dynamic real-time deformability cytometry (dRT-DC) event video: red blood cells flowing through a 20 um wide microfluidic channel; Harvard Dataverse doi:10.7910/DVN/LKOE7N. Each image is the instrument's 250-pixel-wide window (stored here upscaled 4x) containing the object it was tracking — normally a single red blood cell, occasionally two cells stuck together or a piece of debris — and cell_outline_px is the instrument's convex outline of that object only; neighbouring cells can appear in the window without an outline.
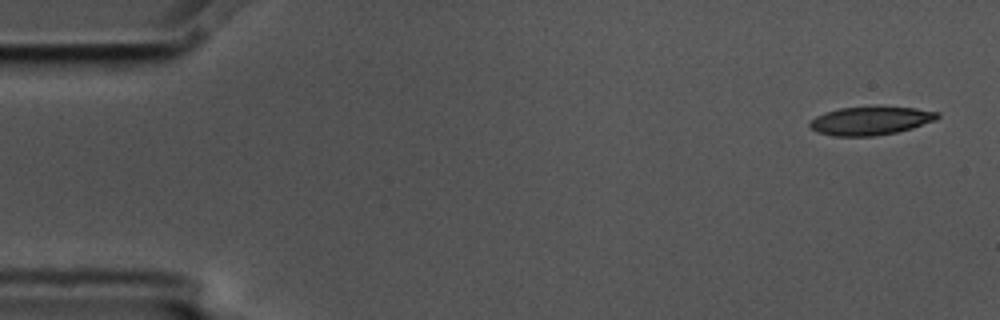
{"species": "common noctule bat (a hibernating species)", "species_latin": "Nyctalus noctula", "temperature_condition": "cold", "stored_images_in_passage": 5, "camera_frame_rate_fps": 3000, "um_per_image_px": 0.085, "animal": {"sex": "male", "body_mass_g": 17.5, "forearm_length_mm": 52.3}, "frame": {"image": 1, "passage_image": 1, "time_ms": 0.0, "image_size_px": [1000, 320], "cell_outline_px": [[940, 116], [936, 120], [912, 128], [896, 132], [872, 136], [836, 136], [816, 132], [808, 124], [816, 116], [824, 112], [840, 108], [876, 104], [880, 104], [916, 108], [940, 112]], "centroid_in_image_um": [74.03, 10.21], "position_along_channel_um": 11.0, "area_um2": 21.85}}
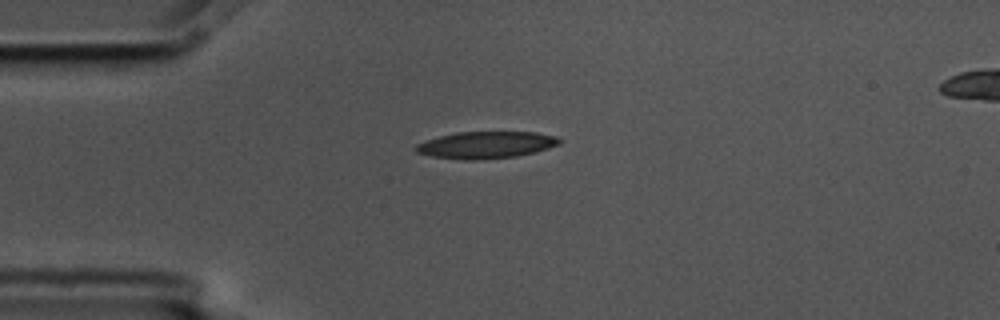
{"frame": {"image": 2, "passage_image": 4, "time_ms": 1.0, "image_size_px": [1000, 320], "cell_outline_px": [[564, 140], [560, 144], [548, 148], [516, 156], [476, 160], [468, 160], [432, 156], [416, 152], [412, 148], [416, 144], [440, 136], [456, 132], [536, 132], [556, 136]], "centroid_in_image_um": [41.32, 12.31], "position_along_channel_um": 43.7, "area_um2": 22.43}}